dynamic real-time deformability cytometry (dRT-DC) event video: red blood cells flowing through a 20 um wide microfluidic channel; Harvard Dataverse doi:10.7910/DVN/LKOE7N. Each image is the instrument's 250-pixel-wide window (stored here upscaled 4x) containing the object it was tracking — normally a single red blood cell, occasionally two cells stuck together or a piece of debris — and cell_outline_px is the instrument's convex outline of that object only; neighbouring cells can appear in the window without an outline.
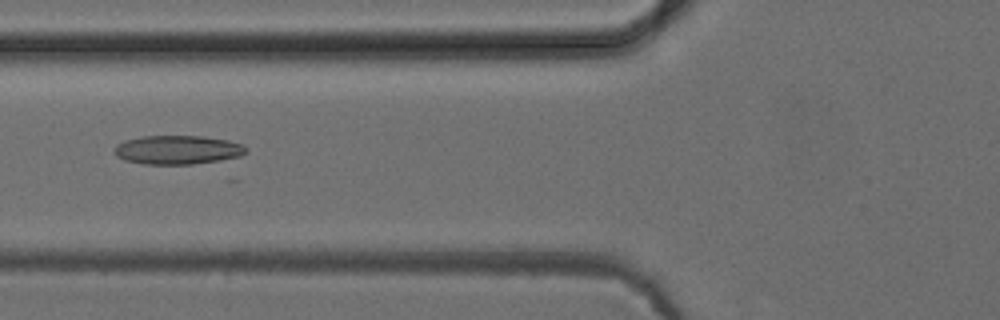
{"species": "common noctule bat (a hibernating species)", "species_latin": "Nyctalus noctula", "temperature_condition": "cold", "stored_images_in_passage": 51, "camera_frame_rate_fps": 3000, "um_per_image_px": 0.085, "animal": {"sex": "female", "body_mass_g": 24.6, "forearm_length_mm": 56.2}, "frame": {"image": 1, "passage_image": 19, "time_ms": 6.0, "image_size_px": [1000, 320], "cell_outline_px": [[248, 152], [240, 156], [220, 160], [192, 164], [144, 164], [124, 160], [116, 156], [116, 144], [124, 140], [144, 136], [200, 136], [228, 140], [244, 144], [248, 148]], "centroid_in_image_um": [15.13, 12.73], "position_along_channel_um": 110.7, "area_um2": 22.2}}
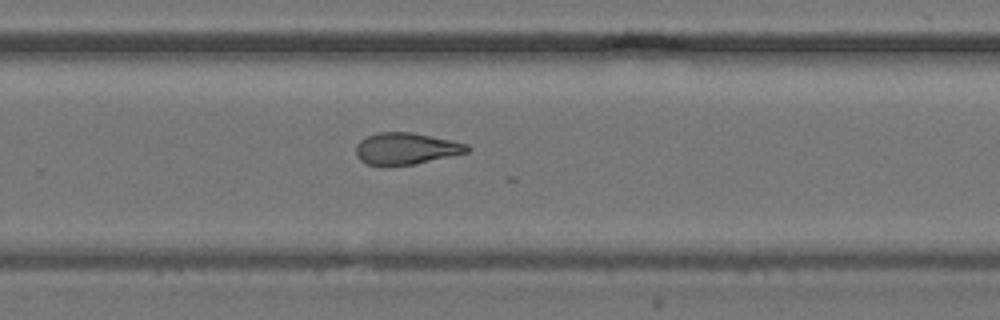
{"frame": {"image": 2, "passage_image": 33, "time_ms": 10.667, "image_size_px": [1000, 320], "cell_outline_px": [[472, 148], [468, 152], [416, 164], [368, 164], [360, 160], [356, 156], [356, 144], [360, 140], [376, 132], [412, 132], [452, 140], [468, 144]], "centroid_in_image_um": [34.54, 12.61], "position_along_channel_um": 295.3, "area_um2": 20.4}}
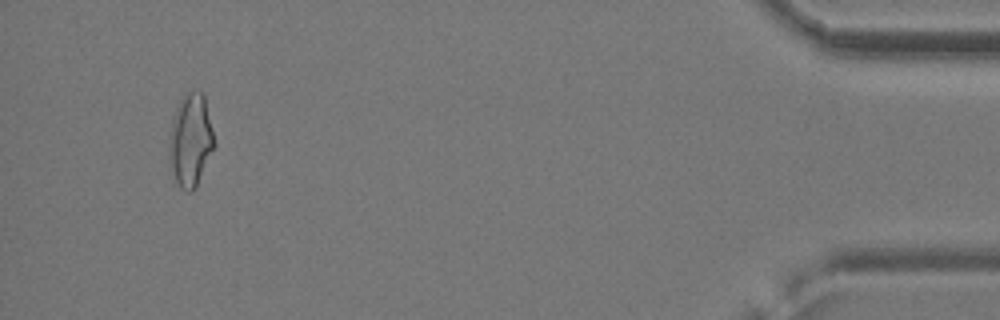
{"frame": {"image": 3, "passage_image": 48, "time_ms": 15.667, "image_size_px": [1000, 320], "cell_outline_px": [[216, 144], [196, 188], [192, 192], [188, 192], [180, 188], [168, 164], [168, 144], [172, 120], [176, 108], [180, 100], [188, 92], [200, 92], [204, 96]], "centroid_in_image_um": [16.18, 11.98], "position_along_channel_um": 419.0, "area_um2": 24.51}, "authors_computed_cell_mechanics": {"area_um2": 21.7328, "velocity_mm_per_s": 3.9585, "shape_relaxation_time_tau1_ms": null, "shape_relaxation_time_tau2_ms": 4.0289, "deformation_change_tau1": null, "deformation_change_tau2": 0.1255}}